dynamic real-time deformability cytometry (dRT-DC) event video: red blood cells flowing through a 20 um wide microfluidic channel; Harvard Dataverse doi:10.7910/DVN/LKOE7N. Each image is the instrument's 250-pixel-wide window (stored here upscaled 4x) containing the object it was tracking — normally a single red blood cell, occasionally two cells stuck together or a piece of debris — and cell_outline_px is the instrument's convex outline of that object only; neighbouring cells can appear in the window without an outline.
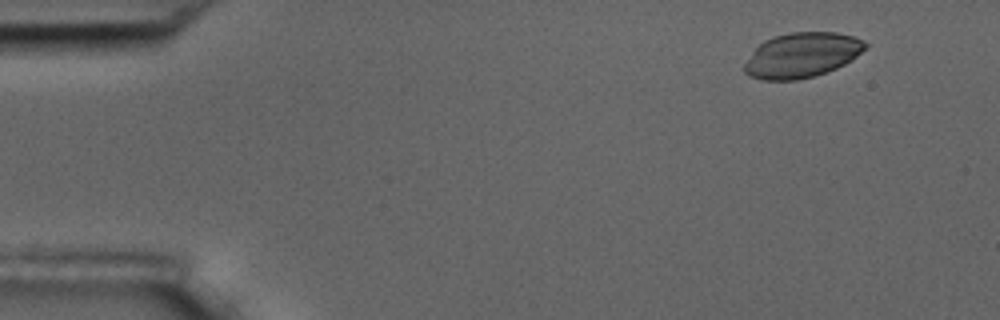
{"species": "common noctule bat (a hibernating species)", "species_latin": "Nyctalus noctula", "temperature_condition": "room temperature", "stored_images_in_passage": 3, "camera_frame_rate_fps": 3000, "um_per_image_px": 0.085, "animal": {"sex": "male", "body_mass_g": 17.5, "forearm_length_mm": 52.3}, "frame": {"image": 1, "passage_image": 1, "time_ms": 0.0, "image_size_px": [1000, 320], "cell_outline_px": [[868, 48], [852, 60], [836, 68], [812, 76], [796, 80], [760, 80], [748, 76], [744, 72], [744, 64], [752, 52], [764, 40], [772, 36], [792, 32], [836, 32], [852, 36], [868, 44]], "centroid_in_image_um": [68.14, 4.68], "position_along_channel_um": 16.9, "area_um2": 31.67}}